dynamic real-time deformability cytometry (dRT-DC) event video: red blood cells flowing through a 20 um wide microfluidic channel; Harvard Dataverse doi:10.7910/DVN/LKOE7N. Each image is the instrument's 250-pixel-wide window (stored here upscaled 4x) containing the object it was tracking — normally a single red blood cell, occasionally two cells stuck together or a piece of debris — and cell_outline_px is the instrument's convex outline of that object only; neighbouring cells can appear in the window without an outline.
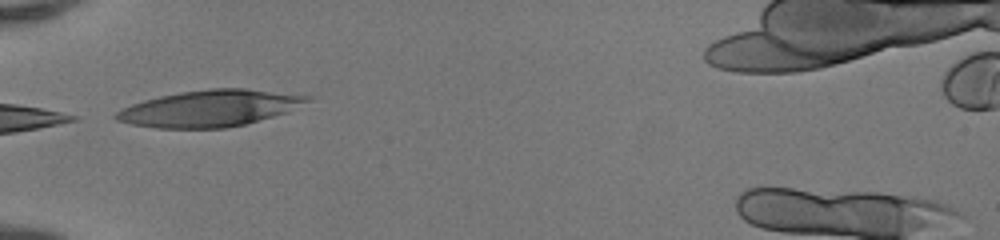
{"species": "human", "species_latin": "Homo sapiens", "temperature_condition": "room temperature", "stored_images_in_passage": 4, "camera_frame_rate_fps": 3000, "um_per_image_px": 0.085, "donor": {"sex": "female"}, "frame": {"image": 1, "passage_image": 1, "time_ms": 0.0, "image_size_px": [1000, 240], "cell_outline_px": [[312, 100], [288, 112], [244, 124], [224, 128], [156, 128], [132, 124], [116, 120], [112, 116], [120, 108], [144, 100], [160, 96], [180, 92], [212, 88], [244, 88], [312, 96]], "centroid_in_image_um": [17.82, 9.2], "position_along_channel_um": 67.2, "area_um2": 40.58}}
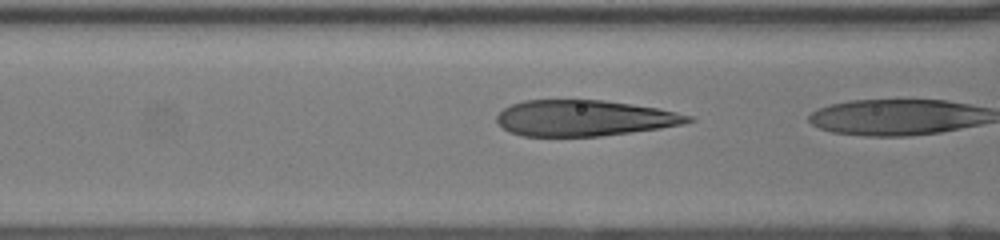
{"frame": {"image": 2, "passage_image": 3, "time_ms": 0.667, "image_size_px": [1000, 240], "cell_outline_px": [[696, 120], [684, 124], [660, 128], [600, 136], [524, 136], [508, 132], [496, 120], [496, 116], [504, 108], [512, 104], [524, 100], [604, 100], [656, 108], [676, 112], [692, 116]], "centroid_in_image_um": [49.66, 10.04], "position_along_channel_um": 116.9, "area_um2": 39.94}}